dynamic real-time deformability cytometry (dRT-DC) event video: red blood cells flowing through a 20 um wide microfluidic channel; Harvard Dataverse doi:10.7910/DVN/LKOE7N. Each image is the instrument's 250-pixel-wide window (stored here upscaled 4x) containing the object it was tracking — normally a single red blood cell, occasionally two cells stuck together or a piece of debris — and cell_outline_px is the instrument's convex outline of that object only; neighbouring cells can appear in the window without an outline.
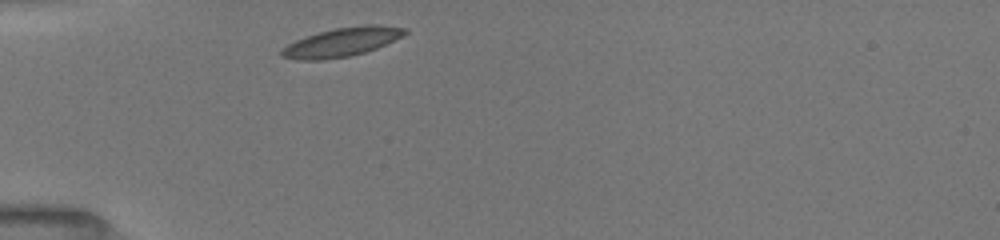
{"species": "common noctule bat (a hibernating species)", "species_latin": "Nyctalus noctula", "temperature_condition": "room temperature", "stored_images_in_passage": 3, "camera_frame_rate_fps": 3000, "um_per_image_px": 0.085, "animal": {"sex": "female", "body_mass_g": 19.5, "forearm_length_mm": 54.1}, "frame": {"image": 1, "passage_image": 1, "time_ms": 0.0, "image_size_px": [1000, 240], "cell_outline_px": [[408, 32], [376, 48], [364, 52], [348, 56], [324, 60], [296, 60], [280, 56], [280, 48], [296, 40], [320, 32], [336, 28], [364, 24], [376, 24], [408, 28]], "centroid_in_image_um": [29.02, 3.58], "position_along_channel_um": 56.0, "area_um2": 20.58}}
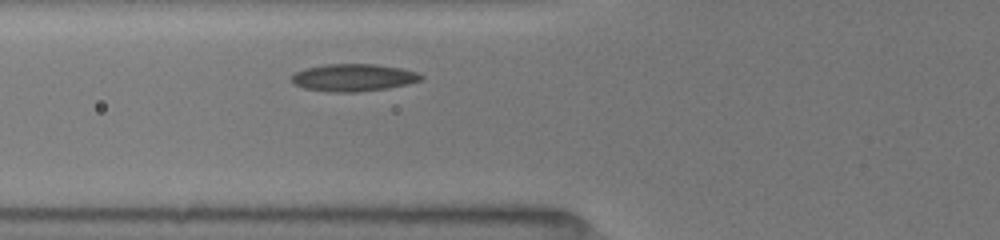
{"frame": {"image": 2, "passage_image": 3, "time_ms": 1.333, "image_size_px": [1000, 240], "cell_outline_px": [[424, 76], [420, 80], [408, 84], [388, 88], [356, 92], [332, 92], [304, 88], [292, 84], [292, 76], [296, 72], [308, 68], [328, 64], [376, 64], [400, 68], [416, 72]], "centroid_in_image_um": [30.05, 6.6], "position_along_channel_um": 95.8, "area_um2": 20.46}}